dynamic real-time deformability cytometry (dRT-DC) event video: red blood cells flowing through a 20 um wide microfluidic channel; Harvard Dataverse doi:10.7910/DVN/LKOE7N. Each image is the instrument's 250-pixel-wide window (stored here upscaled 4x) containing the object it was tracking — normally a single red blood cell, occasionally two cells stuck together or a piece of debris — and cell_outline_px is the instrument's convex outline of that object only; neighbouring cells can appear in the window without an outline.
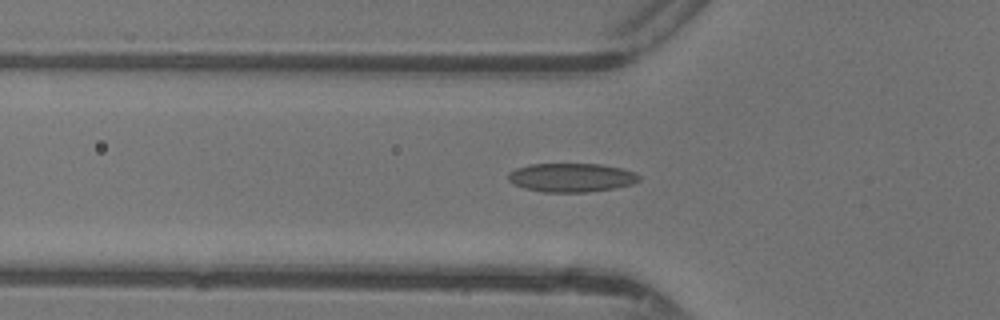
{"species": "common noctule bat (a hibernating species)", "species_latin": "Nyctalus noctula", "temperature_condition": "warm", "stored_images_in_passage": 43, "camera_frame_rate_fps": 3000, "um_per_image_px": 0.085, "animal": {"sex": "female"}, "frame": {"image": 1, "passage_image": 16, "time_ms": 5.0, "image_size_px": [1000, 320], "cell_outline_px": [[640, 180], [632, 184], [616, 188], [588, 192], [544, 192], [524, 188], [512, 184], [508, 180], [508, 172], [516, 168], [528, 164], [600, 164], [620, 168], [636, 172], [640, 176]], "centroid_in_image_um": [48.56, 15.09], "position_along_channel_um": 77.2, "area_um2": 22.14}}
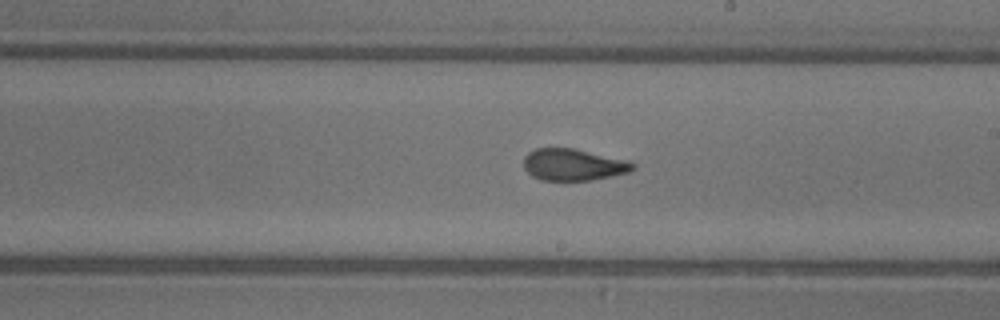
{"frame": {"image": 2, "passage_image": 27, "time_ms": 8.667, "image_size_px": [1000, 320], "cell_outline_px": [[636, 168], [628, 172], [612, 176], [592, 180], [540, 180], [532, 176], [524, 168], [524, 156], [528, 152], [536, 148], [572, 148], [628, 160], [636, 164]], "centroid_in_image_um": [48.73, 14.0], "position_along_channel_um": 240.3, "area_um2": 20.23}}
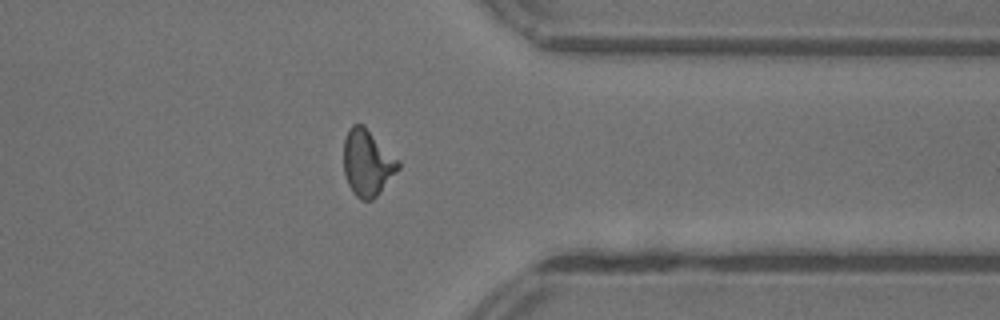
{"frame": {"image": 3, "passage_image": 37, "time_ms": 12.0, "image_size_px": [1000, 320], "cell_outline_px": [[400, 168], [380, 192], [372, 200], [360, 200], [352, 192], [348, 184], [344, 172], [344, 140], [348, 128], [352, 124], [364, 124], [400, 160]], "centroid_in_image_um": [31.24, 13.82], "position_along_channel_um": 380.2, "area_um2": 21.39}, "authors_computed_cell_mechanics": {"area_um2": 20.7502, "velocity_mm_per_s": 4.4152, "shape_relaxation_time_tau1_ms": 5.0545, "shape_relaxation_time_tau2_ms": 0.9821, "deformation_change_tau1": 0.1686, "deformation_change_tau2": 0.0748}}